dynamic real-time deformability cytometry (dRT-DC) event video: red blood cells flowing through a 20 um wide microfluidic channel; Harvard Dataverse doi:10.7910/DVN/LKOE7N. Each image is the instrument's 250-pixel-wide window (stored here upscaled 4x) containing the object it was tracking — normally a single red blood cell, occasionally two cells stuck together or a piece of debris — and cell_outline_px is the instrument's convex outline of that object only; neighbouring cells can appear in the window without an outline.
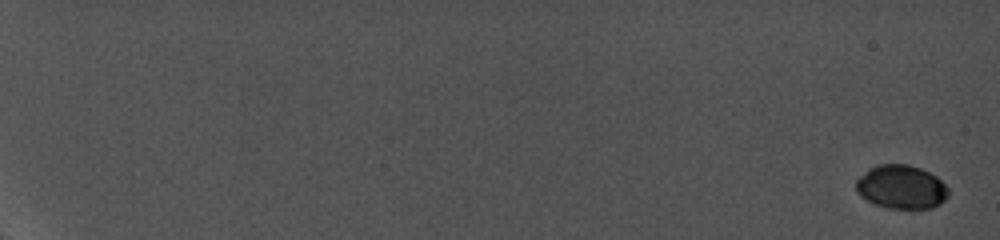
{"species": "common noctule bat (a hibernating species)", "species_latin": "Nyctalus noctula", "temperature_condition": "cold", "stored_images_in_passage": 16, "camera_frame_rate_fps": 5000, "um_per_image_px": 0.085, "animal": {"sex": "female", "body_mass_g": 19.0, "forearm_length_mm": 56.7}, "frame": {"image": 1, "passage_image": 1, "time_ms": 0.0, "image_size_px": [1000, 240], "cell_outline_px": [[948, 196], [940, 204], [932, 208], [884, 208], [860, 196], [856, 192], [856, 180], [868, 168], [876, 164], [908, 164], [920, 168], [936, 176], [948, 188]], "centroid_in_image_um": [76.59, 15.89], "position_along_channel_um": 8.4, "area_um2": 23.58}}
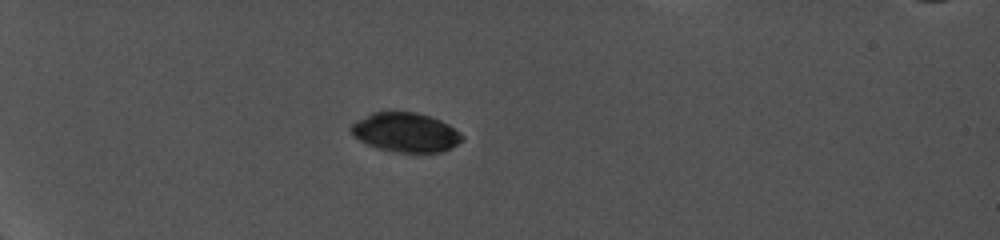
{"frame": {"image": 2, "passage_image": 10, "time_ms": 6.8, "image_size_px": [1000, 240], "cell_outline_px": [[464, 140], [452, 148], [440, 152], [396, 152], [380, 148], [368, 144], [352, 136], [348, 128], [356, 120], [372, 112], [416, 112], [440, 120], [448, 124], [460, 132], [464, 136]], "centroid_in_image_um": [34.48, 11.25], "position_along_channel_um": 50.5, "area_um2": 25.49}}
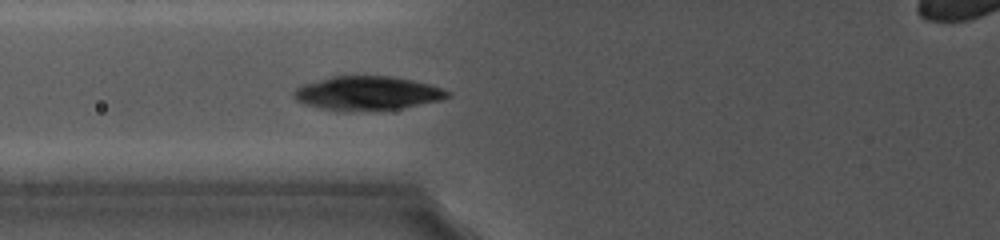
{"frame": {"image": 3, "passage_image": 16, "time_ms": 9.4, "image_size_px": [1000, 240], "cell_outline_px": [[452, 96], [444, 100], [404, 108], [320, 108], [300, 104], [292, 96], [292, 92], [300, 84], [332, 76], [392, 76], [412, 80], [444, 88], [452, 92]], "centroid_in_image_um": [31.26, 7.88], "position_along_channel_um": 94.5, "area_um2": 29.94}}